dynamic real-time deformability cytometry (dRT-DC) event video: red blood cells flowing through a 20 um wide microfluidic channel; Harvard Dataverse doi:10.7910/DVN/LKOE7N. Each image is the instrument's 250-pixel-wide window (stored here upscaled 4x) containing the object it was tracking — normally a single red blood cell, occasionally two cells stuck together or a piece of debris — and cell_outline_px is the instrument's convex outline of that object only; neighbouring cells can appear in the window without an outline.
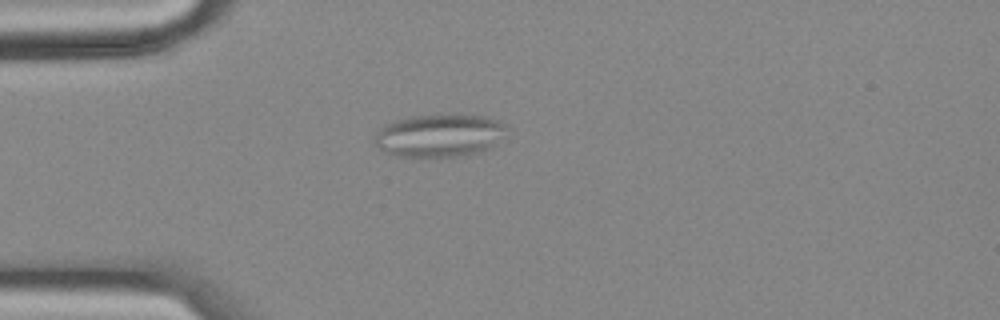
{"species": "common noctule bat (a hibernating species)", "species_latin": "Nyctalus noctula", "temperature_condition": "cold", "stored_images_in_passage": 43, "camera_frame_rate_fps": 3000, "um_per_image_px": 0.085, "animal": {"sex": "female", "body_mass_g": 18.4}, "frame": {"image": 1, "passage_image": 1, "time_ms": 0.0, "image_size_px": [1000, 320], "cell_outline_px": [[508, 128], [492, 148], [468, 156], [400, 156], [388, 152], [380, 148], [372, 140], [380, 128], [384, 124], [396, 120], [412, 116], [484, 116], [500, 120], [508, 124]], "centroid_in_image_um": [37.4, 11.53], "position_along_channel_um": 47.6, "area_um2": 32.66}}
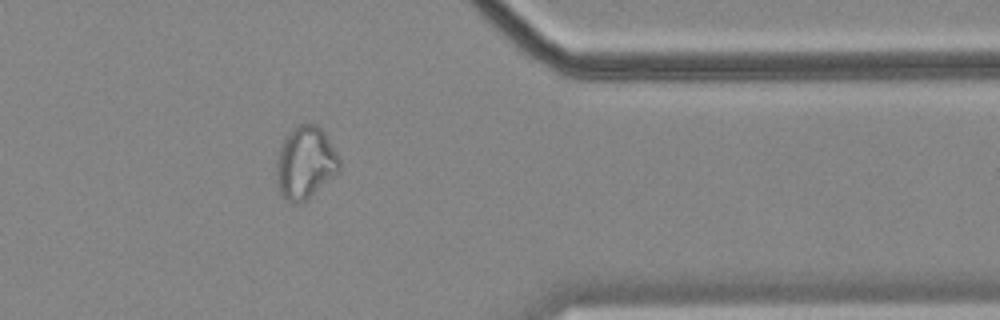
{"frame": {"image": 2, "passage_image": 32, "time_ms": 10.333, "image_size_px": [1000, 320], "cell_outline_px": [[340, 172], [308, 200], [300, 204], [292, 204], [284, 200], [280, 192], [276, 180], [276, 160], [280, 144], [284, 136], [300, 124], [316, 124], [324, 132], [336, 152], [340, 160]], "centroid_in_image_um": [25.94, 13.89], "position_along_channel_um": 385.5, "area_um2": 27.17}}
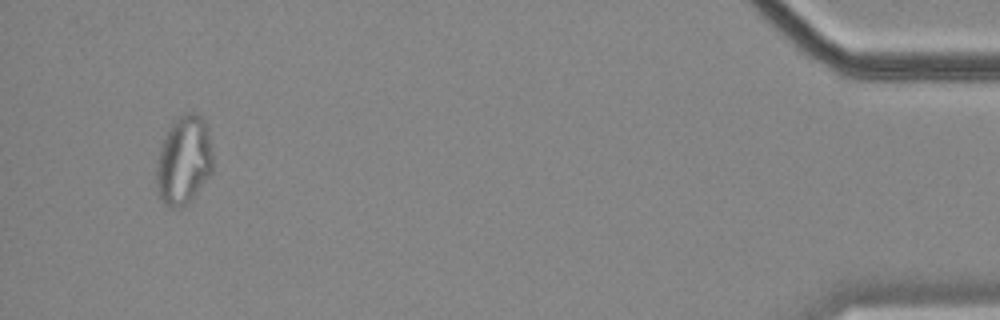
{"frame": {"image": 3, "passage_image": 40, "time_ms": 13.0, "image_size_px": [1000, 320], "cell_outline_px": [[212, 172], [188, 204], [180, 208], [172, 208], [164, 204], [160, 200], [156, 184], [156, 160], [160, 148], [172, 124], [184, 112], [192, 112], [200, 116], [204, 120], [208, 128], [212, 152]], "centroid_in_image_um": [15.62, 13.66], "position_along_channel_um": 419.6, "area_um2": 29.25}, "authors_computed_cell_mechanics": {"area_um2": 26.299, "velocity_mm_per_s": 3.5536, "shape_relaxation_time_tau1_ms": null, "shape_relaxation_time_tau2_ms": 1.6995, "deformation_change_tau1": null, "deformation_change_tau2": 0.0878}}